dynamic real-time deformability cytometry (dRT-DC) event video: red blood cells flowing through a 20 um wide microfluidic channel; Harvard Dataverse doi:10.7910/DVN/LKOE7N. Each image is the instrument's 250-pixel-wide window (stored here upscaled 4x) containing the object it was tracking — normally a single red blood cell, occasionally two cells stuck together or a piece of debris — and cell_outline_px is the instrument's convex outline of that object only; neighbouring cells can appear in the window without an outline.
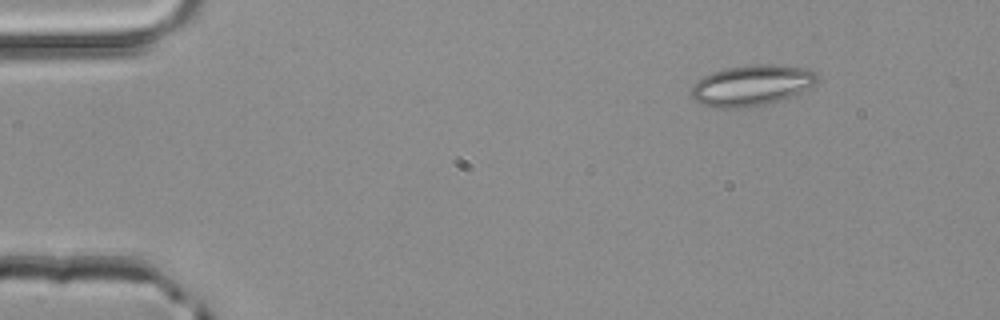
{"species": "common noctule bat (a hibernating species)", "species_latin": "Nyctalus noctula", "temperature_condition": "room temperature", "stored_images_in_passage": 2, "camera_frame_rate_fps": 3000, "um_per_image_px": 0.085, "animal": {"sex": "male", "body_mass_g": 20.4}, "frame": {"image": 1, "passage_image": 1, "time_ms": 0.0, "image_size_px": [1000, 320], "cell_outline_px": [[820, 80], [812, 88], [764, 104], [740, 108], [716, 108], [700, 104], [692, 96], [692, 88], [696, 80], [712, 72], [724, 68], [752, 64], [772, 64], [808, 68], [816, 72], [820, 76]], "centroid_in_image_um": [63.92, 7.23], "position_along_channel_um": 21.1, "area_um2": 30.06}}
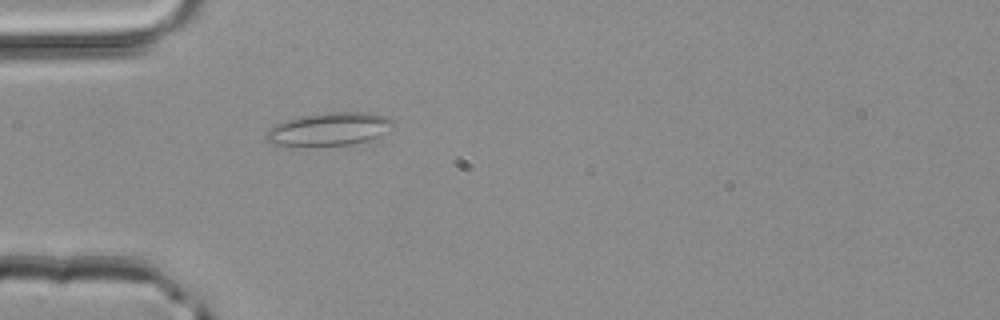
{"frame": {"image": 2, "passage_image": 2, "time_ms": 0.333, "image_size_px": [1000, 320], "cell_outline_px": [[396, 128], [368, 140], [348, 144], [272, 144], [264, 140], [264, 136], [268, 128], [276, 124], [288, 120], [304, 116], [332, 112], [368, 112], [388, 116], [396, 120]], "centroid_in_image_um": [28.08, 10.94], "position_along_channel_um": 56.9, "area_um2": 24.1}}